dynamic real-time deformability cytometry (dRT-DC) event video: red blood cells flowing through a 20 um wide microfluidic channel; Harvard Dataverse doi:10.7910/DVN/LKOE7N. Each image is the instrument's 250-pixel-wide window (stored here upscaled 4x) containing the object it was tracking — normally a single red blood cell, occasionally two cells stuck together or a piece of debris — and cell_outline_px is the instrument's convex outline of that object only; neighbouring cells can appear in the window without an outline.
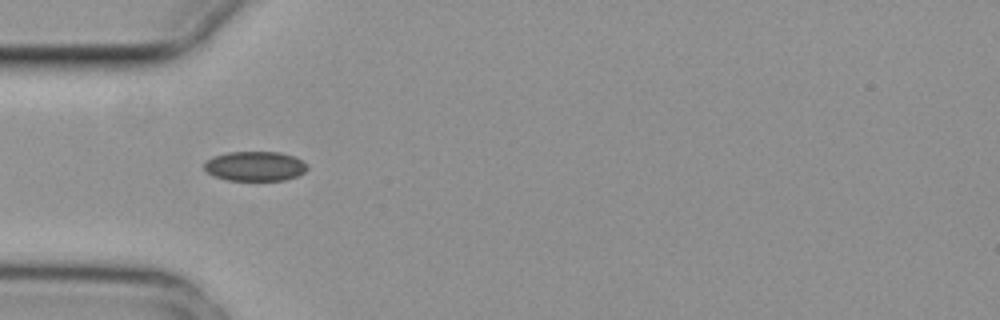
{"species": "common noctule bat (a hibernating species)", "species_latin": "Nyctalus noctula", "temperature_condition": "cold", "stored_images_in_passage": 7, "camera_frame_rate_fps": 3000, "um_per_image_px": 0.085, "animal": {"sex": "female", "body_mass_g": 29.2, "forearm_length_mm": 56.3}, "frame": {"image": 1, "passage_image": 6, "time_ms": 1.667, "image_size_px": [1000, 320], "cell_outline_px": [[308, 168], [304, 172], [296, 176], [284, 180], [228, 180], [216, 176], [208, 172], [204, 168], [204, 164], [212, 156], [228, 152], [280, 152], [292, 156], [308, 164]], "centroid_in_image_um": [21.68, 14.12], "position_along_channel_um": 63.3, "area_um2": 17.63}}
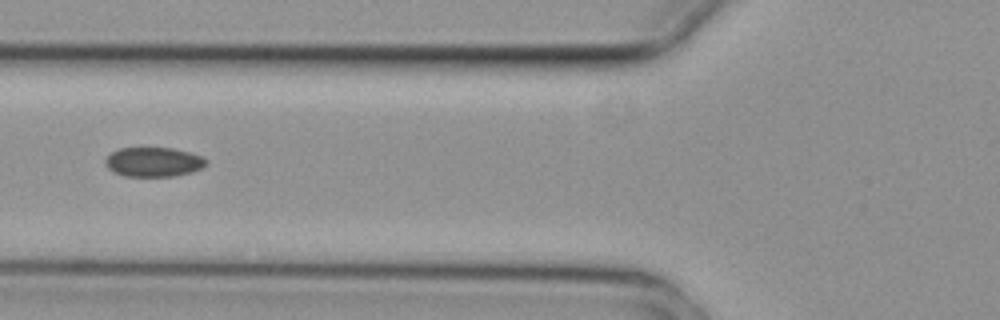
{"frame": {"image": 2, "passage_image": 7, "time_ms": 2.0, "image_size_px": [1000, 320], "cell_outline_px": [[208, 164], [192, 172], [176, 176], [124, 176], [112, 172], [104, 164], [104, 160], [112, 152], [120, 148], [172, 148], [188, 152], [200, 156], [208, 160]], "centroid_in_image_um": [13.03, 13.78], "position_along_channel_um": 112.8, "area_um2": 17.34}}